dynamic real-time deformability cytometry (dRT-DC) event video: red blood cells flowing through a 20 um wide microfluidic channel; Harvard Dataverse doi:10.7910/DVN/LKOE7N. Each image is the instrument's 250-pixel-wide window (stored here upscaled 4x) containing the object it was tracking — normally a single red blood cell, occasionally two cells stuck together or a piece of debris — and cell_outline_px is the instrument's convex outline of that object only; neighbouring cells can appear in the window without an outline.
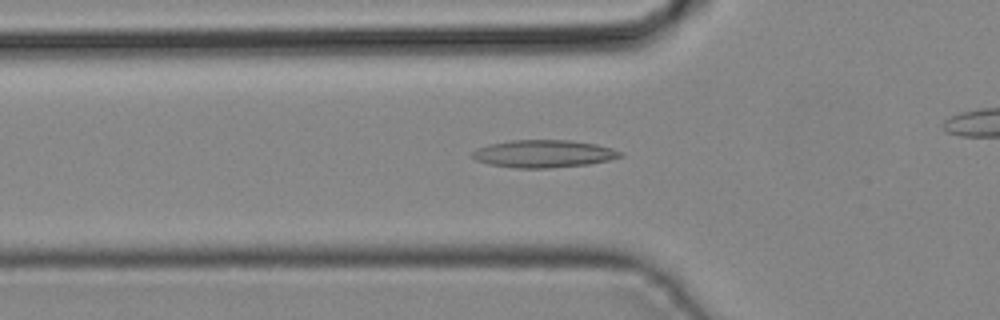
{"species": "common noctule bat (a hibernating species)", "species_latin": "Nyctalus noctula", "temperature_condition": "cold", "stored_images_in_passage": 35, "segment_of_instrument_passage": [1, 2], "camera_frame_rate_fps": 3000, "um_per_image_px": 0.085, "animal": {"sex": "male", "body_mass_g": 19.2, "forearm_length_mm": 51.8}, "frame": {"image": 1, "passage_image": 14, "time_ms": 4.333, "image_size_px": [1000, 320], "cell_outline_px": [[624, 156], [608, 160], [588, 164], [548, 168], [516, 168], [488, 164], [476, 160], [472, 156], [472, 152], [476, 148], [488, 144], [512, 140], [572, 140], [596, 144], [612, 148], [624, 152]], "centroid_in_image_um": [46.21, 13.06], "position_along_channel_um": 79.6, "area_um2": 23.87}}
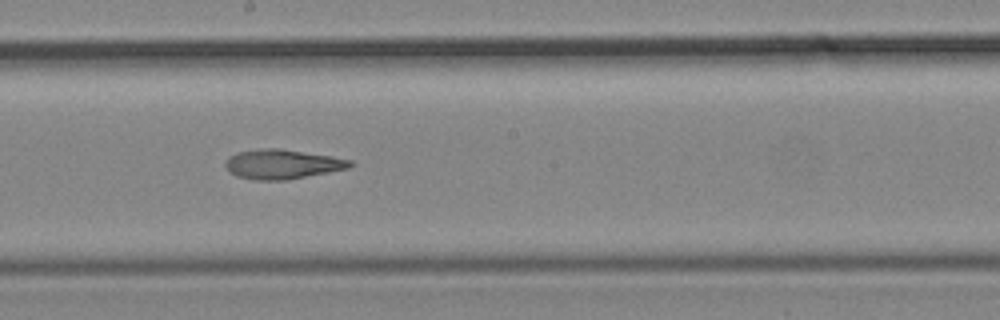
{"frame": {"image": 2, "passage_image": 23, "time_ms": 7.333, "image_size_px": [1000, 320], "cell_outline_px": [[356, 164], [348, 168], [288, 180], [256, 180], [236, 176], [228, 172], [224, 164], [224, 160], [228, 156], [236, 152], [256, 148], [280, 148], [332, 156], [352, 160]], "centroid_in_image_um": [23.95, 13.94], "position_along_channel_um": 224.2, "area_um2": 21.85}}
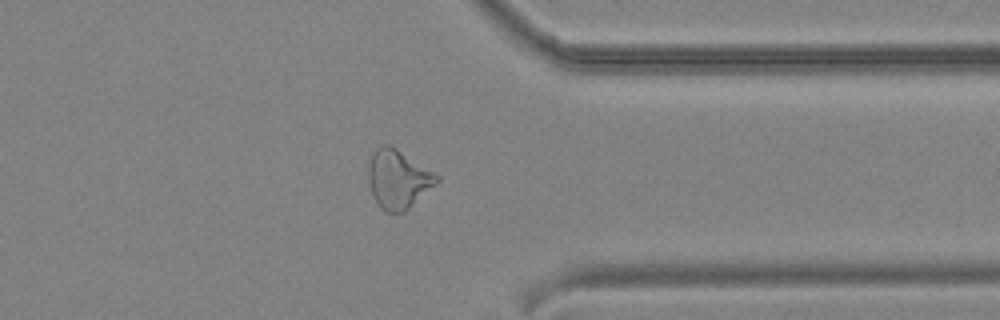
{"frame": {"image": 3, "passage_image": 33, "time_ms": 10.667, "image_size_px": [1000, 320], "cell_outline_px": [[440, 180], [404, 212], [384, 212], [380, 208], [372, 196], [368, 184], [368, 168], [372, 152], [376, 148], [384, 144], [388, 144], [396, 148], [440, 176]], "centroid_in_image_um": [33.8, 15.23], "position_along_channel_um": 377.6, "area_um2": 23.35}}